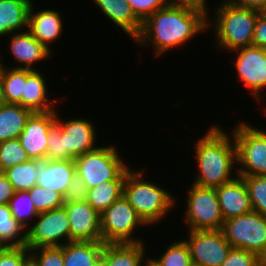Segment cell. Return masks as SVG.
Segmentation results:
<instances>
[{
    "label": "cell",
    "instance_id": "obj_1",
    "mask_svg": "<svg viewBox=\"0 0 266 266\" xmlns=\"http://www.w3.org/2000/svg\"><path fill=\"white\" fill-rule=\"evenodd\" d=\"M210 16L205 10L194 6L170 3L142 22L141 32L133 42L146 48L151 45L153 54L159 57L205 33Z\"/></svg>",
    "mask_w": 266,
    "mask_h": 266
},
{
    "label": "cell",
    "instance_id": "obj_2",
    "mask_svg": "<svg viewBox=\"0 0 266 266\" xmlns=\"http://www.w3.org/2000/svg\"><path fill=\"white\" fill-rule=\"evenodd\" d=\"M221 126L208 128L203 137L194 144V153L198 167L195 185L216 188L238 176L237 152L232 133H227ZM235 170V171H234ZM235 176H231L234 175Z\"/></svg>",
    "mask_w": 266,
    "mask_h": 266
},
{
    "label": "cell",
    "instance_id": "obj_3",
    "mask_svg": "<svg viewBox=\"0 0 266 266\" xmlns=\"http://www.w3.org/2000/svg\"><path fill=\"white\" fill-rule=\"evenodd\" d=\"M144 170L130 169L126 173L123 195L143 222L154 226L165 219L171 209L175 208L177 201L171 191L144 179Z\"/></svg>",
    "mask_w": 266,
    "mask_h": 266
},
{
    "label": "cell",
    "instance_id": "obj_4",
    "mask_svg": "<svg viewBox=\"0 0 266 266\" xmlns=\"http://www.w3.org/2000/svg\"><path fill=\"white\" fill-rule=\"evenodd\" d=\"M214 10V19H208V29L210 30L214 23L213 34L219 51L229 53L252 45L255 24L262 12L237 7L226 0L220 2Z\"/></svg>",
    "mask_w": 266,
    "mask_h": 266
},
{
    "label": "cell",
    "instance_id": "obj_5",
    "mask_svg": "<svg viewBox=\"0 0 266 266\" xmlns=\"http://www.w3.org/2000/svg\"><path fill=\"white\" fill-rule=\"evenodd\" d=\"M119 155L114 145L98 146L95 150L78 155L74 159L76 173L88 189L105 181L125 180L126 173L131 168Z\"/></svg>",
    "mask_w": 266,
    "mask_h": 266
},
{
    "label": "cell",
    "instance_id": "obj_6",
    "mask_svg": "<svg viewBox=\"0 0 266 266\" xmlns=\"http://www.w3.org/2000/svg\"><path fill=\"white\" fill-rule=\"evenodd\" d=\"M238 123L230 132L236 145L238 176L266 175V131L245 121Z\"/></svg>",
    "mask_w": 266,
    "mask_h": 266
},
{
    "label": "cell",
    "instance_id": "obj_7",
    "mask_svg": "<svg viewBox=\"0 0 266 266\" xmlns=\"http://www.w3.org/2000/svg\"><path fill=\"white\" fill-rule=\"evenodd\" d=\"M101 235L104 244L140 243L141 238L134 235L137 228L146 227L135 209L122 195L100 214ZM133 235V236H132Z\"/></svg>",
    "mask_w": 266,
    "mask_h": 266
},
{
    "label": "cell",
    "instance_id": "obj_8",
    "mask_svg": "<svg viewBox=\"0 0 266 266\" xmlns=\"http://www.w3.org/2000/svg\"><path fill=\"white\" fill-rule=\"evenodd\" d=\"M188 189L183 217L188 230H221L224 219L215 188L195 184Z\"/></svg>",
    "mask_w": 266,
    "mask_h": 266
},
{
    "label": "cell",
    "instance_id": "obj_9",
    "mask_svg": "<svg viewBox=\"0 0 266 266\" xmlns=\"http://www.w3.org/2000/svg\"><path fill=\"white\" fill-rule=\"evenodd\" d=\"M221 231L232 248L244 249L266 260V217L258 212L225 220Z\"/></svg>",
    "mask_w": 266,
    "mask_h": 266
},
{
    "label": "cell",
    "instance_id": "obj_10",
    "mask_svg": "<svg viewBox=\"0 0 266 266\" xmlns=\"http://www.w3.org/2000/svg\"><path fill=\"white\" fill-rule=\"evenodd\" d=\"M69 242V220L65 207L62 206L37 216L27 229L25 247L31 250L39 247L63 246Z\"/></svg>",
    "mask_w": 266,
    "mask_h": 266
},
{
    "label": "cell",
    "instance_id": "obj_11",
    "mask_svg": "<svg viewBox=\"0 0 266 266\" xmlns=\"http://www.w3.org/2000/svg\"><path fill=\"white\" fill-rule=\"evenodd\" d=\"M185 242L191 261L202 266H221L232 246L221 230H188Z\"/></svg>",
    "mask_w": 266,
    "mask_h": 266
},
{
    "label": "cell",
    "instance_id": "obj_12",
    "mask_svg": "<svg viewBox=\"0 0 266 266\" xmlns=\"http://www.w3.org/2000/svg\"><path fill=\"white\" fill-rule=\"evenodd\" d=\"M236 53L234 68L237 71L238 79L241 80L247 90H251V95L256 101L264 99L266 93H261L266 89V49L247 46L230 51ZM262 96V97H261Z\"/></svg>",
    "mask_w": 266,
    "mask_h": 266
},
{
    "label": "cell",
    "instance_id": "obj_13",
    "mask_svg": "<svg viewBox=\"0 0 266 266\" xmlns=\"http://www.w3.org/2000/svg\"><path fill=\"white\" fill-rule=\"evenodd\" d=\"M58 108L56 110V122L61 127L63 144V160H74L78 155L95 150L96 127L92 120L72 118L67 121L59 118ZM63 120V121H62ZM91 121V122H90Z\"/></svg>",
    "mask_w": 266,
    "mask_h": 266
},
{
    "label": "cell",
    "instance_id": "obj_14",
    "mask_svg": "<svg viewBox=\"0 0 266 266\" xmlns=\"http://www.w3.org/2000/svg\"><path fill=\"white\" fill-rule=\"evenodd\" d=\"M70 227V242H102L100 214L85 200L64 203Z\"/></svg>",
    "mask_w": 266,
    "mask_h": 266
},
{
    "label": "cell",
    "instance_id": "obj_15",
    "mask_svg": "<svg viewBox=\"0 0 266 266\" xmlns=\"http://www.w3.org/2000/svg\"><path fill=\"white\" fill-rule=\"evenodd\" d=\"M56 122V110L33 112L19 135L22 147L30 159H46L48 131Z\"/></svg>",
    "mask_w": 266,
    "mask_h": 266
},
{
    "label": "cell",
    "instance_id": "obj_16",
    "mask_svg": "<svg viewBox=\"0 0 266 266\" xmlns=\"http://www.w3.org/2000/svg\"><path fill=\"white\" fill-rule=\"evenodd\" d=\"M9 36H11L9 52L17 62V65H12V68L38 70V67L35 69L37 62H43L44 59L52 57V52L33 37L28 29L11 33Z\"/></svg>",
    "mask_w": 266,
    "mask_h": 266
},
{
    "label": "cell",
    "instance_id": "obj_17",
    "mask_svg": "<svg viewBox=\"0 0 266 266\" xmlns=\"http://www.w3.org/2000/svg\"><path fill=\"white\" fill-rule=\"evenodd\" d=\"M37 184L60 193L63 197L76 174L74 160L36 159Z\"/></svg>",
    "mask_w": 266,
    "mask_h": 266
},
{
    "label": "cell",
    "instance_id": "obj_18",
    "mask_svg": "<svg viewBox=\"0 0 266 266\" xmlns=\"http://www.w3.org/2000/svg\"><path fill=\"white\" fill-rule=\"evenodd\" d=\"M224 221L253 211L243 177L215 188Z\"/></svg>",
    "mask_w": 266,
    "mask_h": 266
},
{
    "label": "cell",
    "instance_id": "obj_19",
    "mask_svg": "<svg viewBox=\"0 0 266 266\" xmlns=\"http://www.w3.org/2000/svg\"><path fill=\"white\" fill-rule=\"evenodd\" d=\"M34 7L36 6L32 3L29 10L28 30L42 45L53 52L51 44L63 33L62 14L49 8L37 12Z\"/></svg>",
    "mask_w": 266,
    "mask_h": 266
},
{
    "label": "cell",
    "instance_id": "obj_20",
    "mask_svg": "<svg viewBox=\"0 0 266 266\" xmlns=\"http://www.w3.org/2000/svg\"><path fill=\"white\" fill-rule=\"evenodd\" d=\"M47 80L41 70L26 69V83L22 93L21 106L32 112H49L56 110L54 102L49 99ZM53 103V104H52Z\"/></svg>",
    "mask_w": 266,
    "mask_h": 266
},
{
    "label": "cell",
    "instance_id": "obj_21",
    "mask_svg": "<svg viewBox=\"0 0 266 266\" xmlns=\"http://www.w3.org/2000/svg\"><path fill=\"white\" fill-rule=\"evenodd\" d=\"M114 25L134 41L141 32L142 22L135 16L126 0H92Z\"/></svg>",
    "mask_w": 266,
    "mask_h": 266
},
{
    "label": "cell",
    "instance_id": "obj_22",
    "mask_svg": "<svg viewBox=\"0 0 266 266\" xmlns=\"http://www.w3.org/2000/svg\"><path fill=\"white\" fill-rule=\"evenodd\" d=\"M33 0H0V37L28 29Z\"/></svg>",
    "mask_w": 266,
    "mask_h": 266
},
{
    "label": "cell",
    "instance_id": "obj_23",
    "mask_svg": "<svg viewBox=\"0 0 266 266\" xmlns=\"http://www.w3.org/2000/svg\"><path fill=\"white\" fill-rule=\"evenodd\" d=\"M145 247L143 242L104 244L101 255L106 266H143L147 258Z\"/></svg>",
    "mask_w": 266,
    "mask_h": 266
},
{
    "label": "cell",
    "instance_id": "obj_24",
    "mask_svg": "<svg viewBox=\"0 0 266 266\" xmlns=\"http://www.w3.org/2000/svg\"><path fill=\"white\" fill-rule=\"evenodd\" d=\"M33 112L19 104L5 103L0 107V142L19 138Z\"/></svg>",
    "mask_w": 266,
    "mask_h": 266
},
{
    "label": "cell",
    "instance_id": "obj_25",
    "mask_svg": "<svg viewBox=\"0 0 266 266\" xmlns=\"http://www.w3.org/2000/svg\"><path fill=\"white\" fill-rule=\"evenodd\" d=\"M103 247V242H69L63 245L64 266H91L101 256Z\"/></svg>",
    "mask_w": 266,
    "mask_h": 266
},
{
    "label": "cell",
    "instance_id": "obj_26",
    "mask_svg": "<svg viewBox=\"0 0 266 266\" xmlns=\"http://www.w3.org/2000/svg\"><path fill=\"white\" fill-rule=\"evenodd\" d=\"M27 229L15 220L9 204L0 205V247H25Z\"/></svg>",
    "mask_w": 266,
    "mask_h": 266
},
{
    "label": "cell",
    "instance_id": "obj_27",
    "mask_svg": "<svg viewBox=\"0 0 266 266\" xmlns=\"http://www.w3.org/2000/svg\"><path fill=\"white\" fill-rule=\"evenodd\" d=\"M124 180L105 181L88 189L87 202L102 214L112 203L123 195Z\"/></svg>",
    "mask_w": 266,
    "mask_h": 266
},
{
    "label": "cell",
    "instance_id": "obj_28",
    "mask_svg": "<svg viewBox=\"0 0 266 266\" xmlns=\"http://www.w3.org/2000/svg\"><path fill=\"white\" fill-rule=\"evenodd\" d=\"M1 81L6 103L21 106L24 83H26V69L4 66Z\"/></svg>",
    "mask_w": 266,
    "mask_h": 266
},
{
    "label": "cell",
    "instance_id": "obj_29",
    "mask_svg": "<svg viewBox=\"0 0 266 266\" xmlns=\"http://www.w3.org/2000/svg\"><path fill=\"white\" fill-rule=\"evenodd\" d=\"M36 159L17 164L3 171L14 191H28L37 184Z\"/></svg>",
    "mask_w": 266,
    "mask_h": 266
},
{
    "label": "cell",
    "instance_id": "obj_30",
    "mask_svg": "<svg viewBox=\"0 0 266 266\" xmlns=\"http://www.w3.org/2000/svg\"><path fill=\"white\" fill-rule=\"evenodd\" d=\"M9 207L15 220L26 229L33 224V221L39 215L34 207L29 191H16L9 201Z\"/></svg>",
    "mask_w": 266,
    "mask_h": 266
},
{
    "label": "cell",
    "instance_id": "obj_31",
    "mask_svg": "<svg viewBox=\"0 0 266 266\" xmlns=\"http://www.w3.org/2000/svg\"><path fill=\"white\" fill-rule=\"evenodd\" d=\"M171 243L169 246H165V252L158 259L153 257L152 260L158 266H190L192 263L191 255L185 240Z\"/></svg>",
    "mask_w": 266,
    "mask_h": 266
},
{
    "label": "cell",
    "instance_id": "obj_32",
    "mask_svg": "<svg viewBox=\"0 0 266 266\" xmlns=\"http://www.w3.org/2000/svg\"><path fill=\"white\" fill-rule=\"evenodd\" d=\"M30 159L19 138L0 142V172Z\"/></svg>",
    "mask_w": 266,
    "mask_h": 266
},
{
    "label": "cell",
    "instance_id": "obj_33",
    "mask_svg": "<svg viewBox=\"0 0 266 266\" xmlns=\"http://www.w3.org/2000/svg\"><path fill=\"white\" fill-rule=\"evenodd\" d=\"M28 191L38 214L64 205V197L60 193L51 189L35 185Z\"/></svg>",
    "mask_w": 266,
    "mask_h": 266
},
{
    "label": "cell",
    "instance_id": "obj_34",
    "mask_svg": "<svg viewBox=\"0 0 266 266\" xmlns=\"http://www.w3.org/2000/svg\"><path fill=\"white\" fill-rule=\"evenodd\" d=\"M253 211L266 217V175L243 176Z\"/></svg>",
    "mask_w": 266,
    "mask_h": 266
},
{
    "label": "cell",
    "instance_id": "obj_35",
    "mask_svg": "<svg viewBox=\"0 0 266 266\" xmlns=\"http://www.w3.org/2000/svg\"><path fill=\"white\" fill-rule=\"evenodd\" d=\"M29 251L35 266H64L63 246L39 247Z\"/></svg>",
    "mask_w": 266,
    "mask_h": 266
},
{
    "label": "cell",
    "instance_id": "obj_36",
    "mask_svg": "<svg viewBox=\"0 0 266 266\" xmlns=\"http://www.w3.org/2000/svg\"><path fill=\"white\" fill-rule=\"evenodd\" d=\"M221 266H264V259L254 252L231 248Z\"/></svg>",
    "mask_w": 266,
    "mask_h": 266
},
{
    "label": "cell",
    "instance_id": "obj_37",
    "mask_svg": "<svg viewBox=\"0 0 266 266\" xmlns=\"http://www.w3.org/2000/svg\"><path fill=\"white\" fill-rule=\"evenodd\" d=\"M30 261L27 247H0V266H26Z\"/></svg>",
    "mask_w": 266,
    "mask_h": 266
},
{
    "label": "cell",
    "instance_id": "obj_38",
    "mask_svg": "<svg viewBox=\"0 0 266 266\" xmlns=\"http://www.w3.org/2000/svg\"><path fill=\"white\" fill-rule=\"evenodd\" d=\"M135 16L143 22L148 16L157 10L165 8L170 4V0H126Z\"/></svg>",
    "mask_w": 266,
    "mask_h": 266
},
{
    "label": "cell",
    "instance_id": "obj_39",
    "mask_svg": "<svg viewBox=\"0 0 266 266\" xmlns=\"http://www.w3.org/2000/svg\"><path fill=\"white\" fill-rule=\"evenodd\" d=\"M46 159L63 160L61 127L57 122H55L48 131Z\"/></svg>",
    "mask_w": 266,
    "mask_h": 266
},
{
    "label": "cell",
    "instance_id": "obj_40",
    "mask_svg": "<svg viewBox=\"0 0 266 266\" xmlns=\"http://www.w3.org/2000/svg\"><path fill=\"white\" fill-rule=\"evenodd\" d=\"M88 197V188L82 178L76 173L64 195V203L85 201Z\"/></svg>",
    "mask_w": 266,
    "mask_h": 266
},
{
    "label": "cell",
    "instance_id": "obj_41",
    "mask_svg": "<svg viewBox=\"0 0 266 266\" xmlns=\"http://www.w3.org/2000/svg\"><path fill=\"white\" fill-rule=\"evenodd\" d=\"M252 46L266 49V13L262 12L256 21Z\"/></svg>",
    "mask_w": 266,
    "mask_h": 266
},
{
    "label": "cell",
    "instance_id": "obj_42",
    "mask_svg": "<svg viewBox=\"0 0 266 266\" xmlns=\"http://www.w3.org/2000/svg\"><path fill=\"white\" fill-rule=\"evenodd\" d=\"M15 191L3 172H0V205L9 204Z\"/></svg>",
    "mask_w": 266,
    "mask_h": 266
},
{
    "label": "cell",
    "instance_id": "obj_43",
    "mask_svg": "<svg viewBox=\"0 0 266 266\" xmlns=\"http://www.w3.org/2000/svg\"><path fill=\"white\" fill-rule=\"evenodd\" d=\"M230 4L247 9H254L260 12L266 11V0H226Z\"/></svg>",
    "mask_w": 266,
    "mask_h": 266
},
{
    "label": "cell",
    "instance_id": "obj_44",
    "mask_svg": "<svg viewBox=\"0 0 266 266\" xmlns=\"http://www.w3.org/2000/svg\"><path fill=\"white\" fill-rule=\"evenodd\" d=\"M170 3L173 4H181V5H190V6H194L200 9L205 10L207 13H209L210 11H208V2L206 0H170Z\"/></svg>",
    "mask_w": 266,
    "mask_h": 266
},
{
    "label": "cell",
    "instance_id": "obj_45",
    "mask_svg": "<svg viewBox=\"0 0 266 266\" xmlns=\"http://www.w3.org/2000/svg\"><path fill=\"white\" fill-rule=\"evenodd\" d=\"M91 266H106L103 256L101 255Z\"/></svg>",
    "mask_w": 266,
    "mask_h": 266
},
{
    "label": "cell",
    "instance_id": "obj_46",
    "mask_svg": "<svg viewBox=\"0 0 266 266\" xmlns=\"http://www.w3.org/2000/svg\"><path fill=\"white\" fill-rule=\"evenodd\" d=\"M6 103L3 93L2 81L0 76V107Z\"/></svg>",
    "mask_w": 266,
    "mask_h": 266
},
{
    "label": "cell",
    "instance_id": "obj_47",
    "mask_svg": "<svg viewBox=\"0 0 266 266\" xmlns=\"http://www.w3.org/2000/svg\"><path fill=\"white\" fill-rule=\"evenodd\" d=\"M143 266H158L151 257L146 258V261L144 262Z\"/></svg>",
    "mask_w": 266,
    "mask_h": 266
},
{
    "label": "cell",
    "instance_id": "obj_48",
    "mask_svg": "<svg viewBox=\"0 0 266 266\" xmlns=\"http://www.w3.org/2000/svg\"><path fill=\"white\" fill-rule=\"evenodd\" d=\"M1 58L2 57H0V76L2 75V71H3L4 65H5V64H3V61H1Z\"/></svg>",
    "mask_w": 266,
    "mask_h": 266
},
{
    "label": "cell",
    "instance_id": "obj_49",
    "mask_svg": "<svg viewBox=\"0 0 266 266\" xmlns=\"http://www.w3.org/2000/svg\"><path fill=\"white\" fill-rule=\"evenodd\" d=\"M26 266H35L32 261H30Z\"/></svg>",
    "mask_w": 266,
    "mask_h": 266
},
{
    "label": "cell",
    "instance_id": "obj_50",
    "mask_svg": "<svg viewBox=\"0 0 266 266\" xmlns=\"http://www.w3.org/2000/svg\"><path fill=\"white\" fill-rule=\"evenodd\" d=\"M190 266H202V265L195 264V263L192 262Z\"/></svg>",
    "mask_w": 266,
    "mask_h": 266
}]
</instances>
